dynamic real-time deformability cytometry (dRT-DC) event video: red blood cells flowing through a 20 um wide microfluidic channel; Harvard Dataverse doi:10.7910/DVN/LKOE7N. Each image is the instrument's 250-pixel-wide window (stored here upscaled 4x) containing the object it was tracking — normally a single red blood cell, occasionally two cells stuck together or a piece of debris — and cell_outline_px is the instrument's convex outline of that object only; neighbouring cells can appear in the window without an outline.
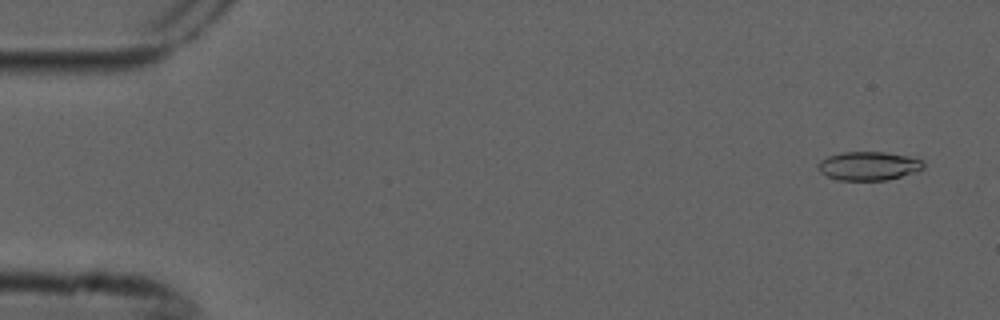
{"species": "common noctule bat (a hibernating species)", "species_latin": "Nyctalus noctula", "temperature_condition": "cold", "stored_images_in_passage": 3, "camera_frame_rate_fps": 3000, "um_per_image_px": 0.085, "animal": {"sex": "male", "forearm_length_mm": 52.5}, "frame": {"image": 1, "passage_image": 1, "time_ms": 0.0, "image_size_px": [1000, 320], "cell_outline_px": [[924, 168], [916, 172], [888, 180], [840, 180], [828, 176], [820, 172], [816, 168], [816, 164], [820, 160], [828, 156], [844, 152], [884, 152], [908, 156], [920, 160], [924, 164]], "centroid_in_image_um": [73.81, 14.11], "position_along_channel_um": 11.2, "area_um2": 17.63}}